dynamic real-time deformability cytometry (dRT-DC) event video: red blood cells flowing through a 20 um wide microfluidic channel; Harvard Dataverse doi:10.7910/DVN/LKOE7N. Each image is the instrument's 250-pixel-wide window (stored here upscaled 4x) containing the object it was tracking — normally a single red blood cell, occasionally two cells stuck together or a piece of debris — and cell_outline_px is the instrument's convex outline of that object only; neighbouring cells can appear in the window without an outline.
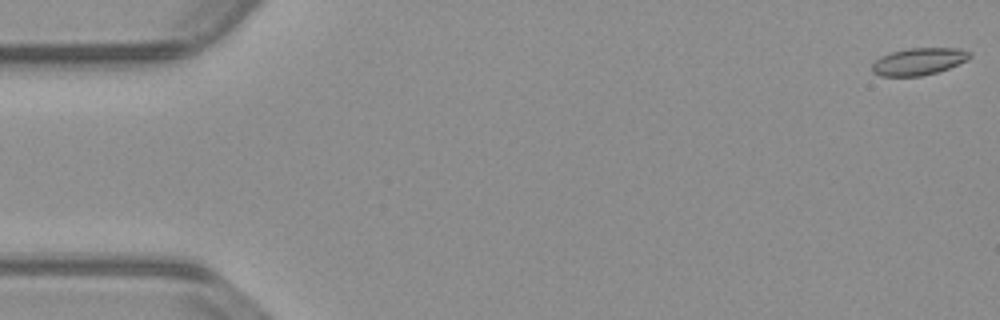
{"species": "common noctule bat (a hibernating species)", "species_latin": "Nyctalus noctula", "temperature_condition": "warm", "stored_images_in_passage": 54, "camera_frame_rate_fps": 3000, "um_per_image_px": 0.085, "animal": {"sex": "male", "body_mass_g": 23.1, "forearm_length_mm": 52.7}, "frame": {"image": 1, "passage_image": 1, "time_ms": 0.0, "image_size_px": [1000, 320], "cell_outline_px": [[972, 56], [968, 60], [948, 68], [936, 72], [920, 76], [880, 76], [872, 72], [872, 64], [880, 56], [892, 52], [908, 48], [960, 48], [972, 52]], "centroid_in_image_um": [78.11, 5.22], "position_along_channel_um": 6.9, "area_um2": 15.49}}
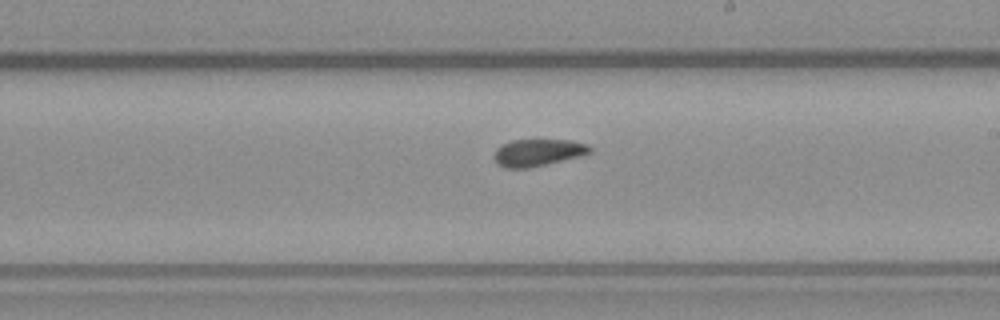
{"frame": {"image": 2, "passage_image": 31, "time_ms": 10.0, "image_size_px": [1000, 320], "cell_outline_px": [[592, 152], [580, 156], [528, 168], [504, 168], [496, 164], [492, 156], [496, 148], [500, 144], [512, 140], [572, 140], [588, 144], [592, 148]], "centroid_in_image_um": [45.68, 12.96], "position_along_channel_um": 243.3, "area_um2": 15.32}}
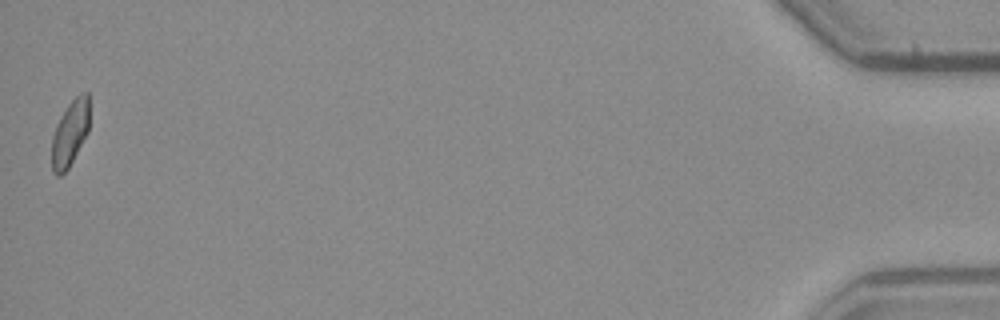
{"frame": {"image": 3, "passage_image": 54, "time_ms": 17.667, "image_size_px": [1000, 320], "cell_outline_px": [[88, 132], [68, 168], [60, 176], [56, 176], [52, 172], [52, 136], [56, 124], [60, 116], [68, 104], [80, 92], [88, 92]], "centroid_in_image_um": [5.93, 11.32], "position_along_channel_um": 429.3, "area_um2": 14.33}, "authors_computed_cell_mechanics": {"area_um2": 15.4904, "velocity_mm_per_s": 3.8026, "shape_relaxation_time_tau1_ms": null, "shape_relaxation_time_tau2_ms": 1.8779, "deformation_change_tau1": null, "deformation_change_tau2": 0.048}}